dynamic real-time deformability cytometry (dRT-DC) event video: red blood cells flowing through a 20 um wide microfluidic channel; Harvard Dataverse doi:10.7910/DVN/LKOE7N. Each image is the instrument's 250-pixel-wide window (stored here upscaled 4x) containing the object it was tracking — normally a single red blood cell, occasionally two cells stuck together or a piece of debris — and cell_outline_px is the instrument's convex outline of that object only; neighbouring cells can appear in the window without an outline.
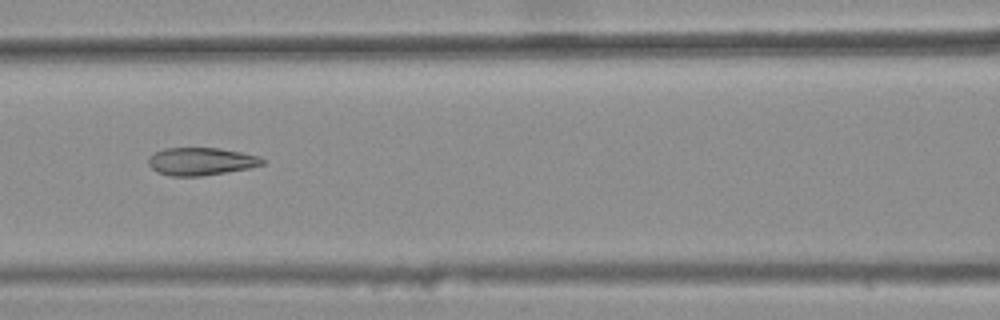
{"species": "common noctule bat (a hibernating species)", "species_latin": "Nyctalus noctula", "temperature_condition": "warm", "stored_images_in_passage": 34, "camera_frame_rate_fps": 3000, "um_per_image_px": 0.085, "animal": {"sex": "female", "body_mass_g": 25.1}, "frame": {"image": 1, "passage_image": 12, "time_ms": 3.667, "image_size_px": [1000, 320], "cell_outline_px": [[264, 164], [248, 168], [204, 176], [172, 176], [156, 172], [148, 164], [148, 156], [164, 148], [220, 148], [260, 156], [264, 160]], "centroid_in_image_um": [17.07, 13.72], "position_along_channel_um": 149.5, "area_um2": 18.44}}
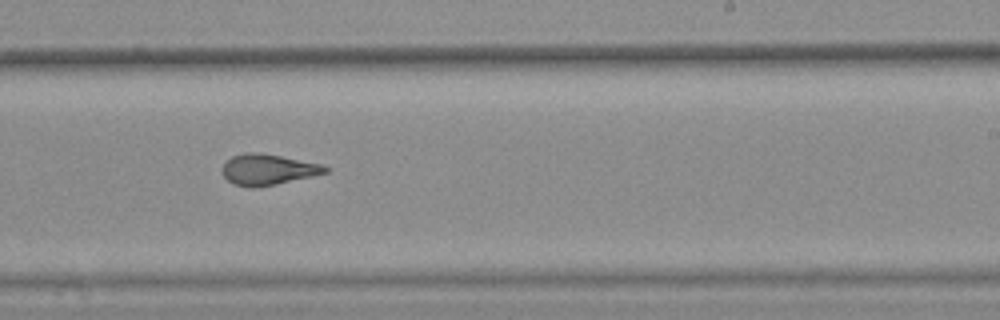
{"frame": {"image": 2, "passage_image": 21, "time_ms": 6.667, "image_size_px": [1000, 320], "cell_outline_px": [[328, 172], [312, 176], [276, 184], [252, 188], [236, 184], [228, 180], [224, 176], [224, 164], [232, 156], [248, 152], [256, 152], [280, 156], [320, 164], [328, 168]], "centroid_in_image_um": [22.78, 14.41], "position_along_channel_um": 266.2, "area_um2": 17.98}}
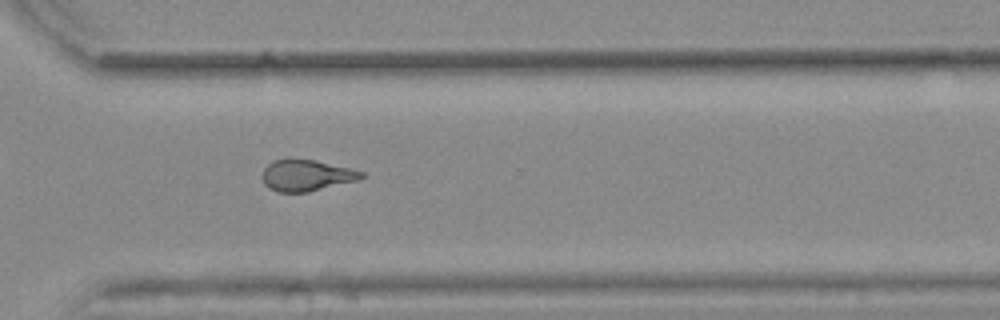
{"frame": {"image": 3, "passage_image": 27, "time_ms": 8.667, "image_size_px": [1000, 320], "cell_outline_px": [[364, 176], [360, 180], [308, 192], [280, 192], [264, 184], [260, 176], [264, 168], [272, 160], [316, 160], [352, 168], [364, 172]], "centroid_in_image_um": [26.08, 14.91], "position_along_channel_um": 344.5, "area_um2": 18.09}, "authors_computed_cell_mechanics": {"area_um2": 18.8139, "velocity_mm_per_s": 3.9003, "shape_relaxation_time_tau1_ms": null, "shape_relaxation_time_tau2_ms": 1.7493, "deformation_change_tau1": null, "deformation_change_tau2": 0.1021}}